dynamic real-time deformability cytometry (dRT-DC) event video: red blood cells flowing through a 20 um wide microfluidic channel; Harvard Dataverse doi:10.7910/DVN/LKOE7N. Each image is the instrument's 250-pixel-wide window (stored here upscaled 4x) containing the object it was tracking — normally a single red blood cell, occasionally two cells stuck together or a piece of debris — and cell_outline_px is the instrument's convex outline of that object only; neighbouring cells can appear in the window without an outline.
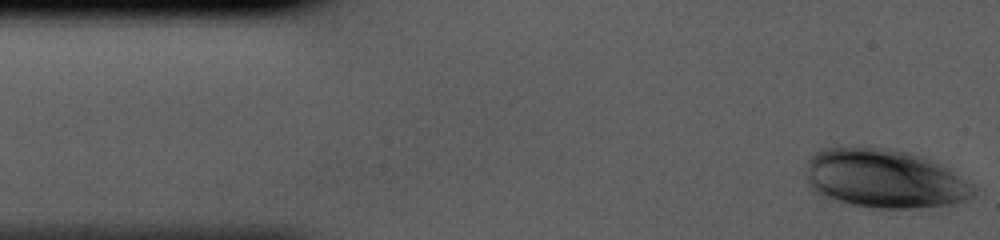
{"species": "human", "species_latin": "Homo sapiens", "temperature_condition": "cold", "stored_images_in_passage": 36, "camera_frame_rate_fps": 3000, "um_per_image_px": 0.085, "donor": {"sex": "male"}, "frame": {"image": 1, "passage_image": 1, "time_ms": 0.0, "image_size_px": [1000, 240], "cell_outline_px": [[976, 192], [972, 196], [964, 200], [948, 204], [916, 208], [876, 208], [848, 204], [828, 200], [812, 192], [808, 184], [808, 160], [816, 152], [824, 148], [852, 144], [860, 144], [892, 148], [924, 156], [952, 172], [976, 188]], "centroid_in_image_um": [75.08, 15.15], "position_along_channel_um": 9.9, "area_um2": 58.26}}
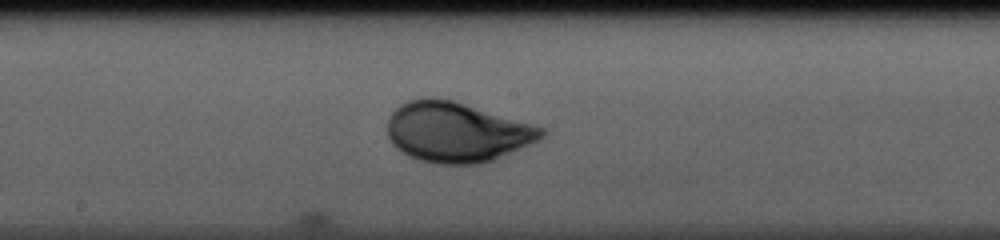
{"frame": {"image": 2, "passage_image": 21, "time_ms": 6.667, "image_size_px": [1000, 240], "cell_outline_px": [[548, 132], [540, 140], [532, 144], [492, 160], [476, 164], [436, 164], [420, 160], [408, 156], [396, 148], [388, 140], [388, 116], [400, 104], [408, 100], [428, 96], [432, 96], [452, 100], [548, 128]], "centroid_in_image_um": [38.83, 11.22], "position_along_channel_um": 209.4, "area_um2": 54.45}}
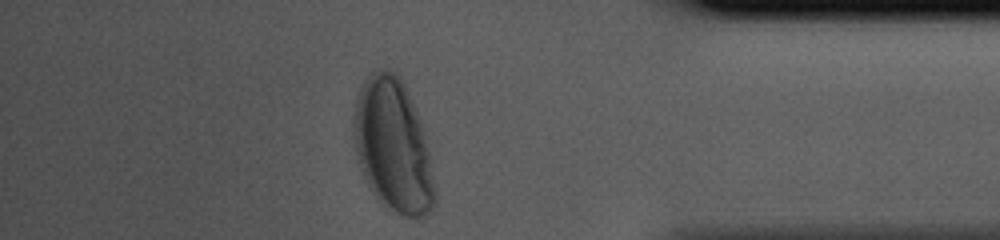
{"frame": {"image": 3, "passage_image": 36, "time_ms": 11.667, "image_size_px": [1000, 240], "cell_outline_px": [[436, 204], [428, 216], [404, 216], [396, 212], [376, 196], [372, 192], [364, 180], [356, 160], [352, 136], [352, 116], [356, 100], [360, 88], [364, 80], [372, 72], [384, 68], [388, 68], [396, 72], [400, 76], [408, 92], [416, 112], [424, 136], [428, 152], [436, 188]], "centroid_in_image_um": [33.37, 12.38], "position_along_channel_um": 401.8, "area_um2": 63.12}}